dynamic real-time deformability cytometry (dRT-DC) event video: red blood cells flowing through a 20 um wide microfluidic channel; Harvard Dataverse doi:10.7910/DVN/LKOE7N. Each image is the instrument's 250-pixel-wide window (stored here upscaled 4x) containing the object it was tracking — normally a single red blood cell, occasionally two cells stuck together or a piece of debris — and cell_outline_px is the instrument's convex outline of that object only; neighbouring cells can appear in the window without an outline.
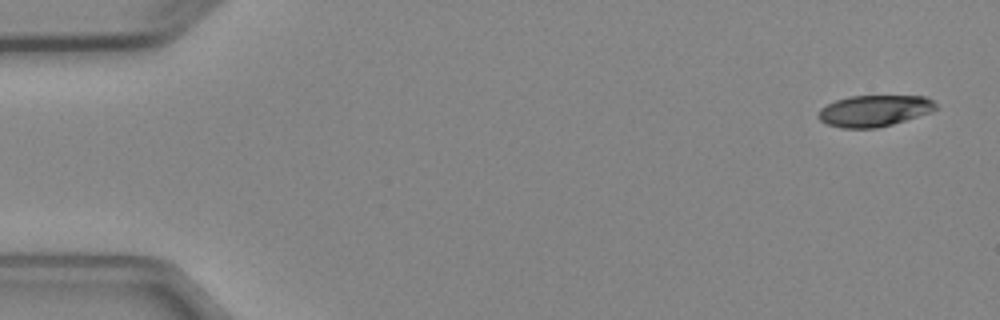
{"species": "Egyptian fruit bat (a non-hibernating species)", "species_latin": "Rousettus aegyptiacus", "temperature_condition": "cold", "stored_images_in_passage": 5, "camera_frame_rate_fps": 3000, "um_per_image_px": 0.085, "animal": {"sex": "female"}, "frame": {"image": 1, "passage_image": 1, "time_ms": 0.0, "image_size_px": [1000, 320], "cell_outline_px": [[936, 108], [928, 112], [892, 124], [876, 128], [840, 128], [828, 124], [820, 120], [820, 108], [836, 100], [848, 96], [924, 96], [932, 100], [936, 104]], "centroid_in_image_um": [74.28, 9.41], "position_along_channel_um": 10.7, "area_um2": 21.04}}